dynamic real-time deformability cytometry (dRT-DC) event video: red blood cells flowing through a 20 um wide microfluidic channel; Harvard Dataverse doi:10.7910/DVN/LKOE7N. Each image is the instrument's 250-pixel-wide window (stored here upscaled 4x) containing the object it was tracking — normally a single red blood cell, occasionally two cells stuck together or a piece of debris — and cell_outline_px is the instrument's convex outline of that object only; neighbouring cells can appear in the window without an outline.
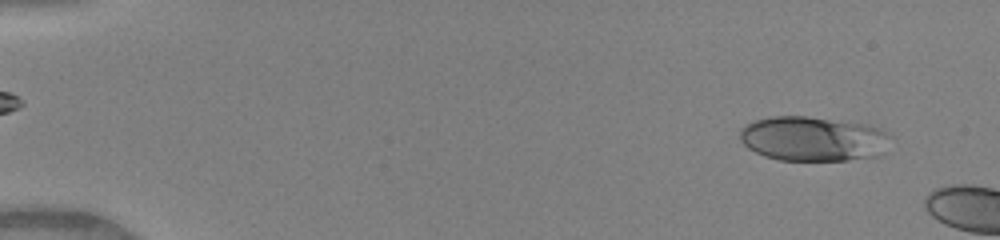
{"species": "human", "species_latin": "Homo sapiens", "temperature_condition": "warm", "stored_images_in_passage": 7, "camera_frame_rate_fps": 3000, "um_per_image_px": 0.085, "donor": {"sex": "female"}, "frame": {"image": 1, "passage_image": 3, "time_ms": 0.667, "image_size_px": [1000, 240], "cell_outline_px": [[892, 136], [884, 152], [880, 156], [848, 160], [780, 160], [764, 156], [748, 148], [740, 140], [740, 128], [756, 120], [772, 116], [808, 116], [868, 124], [880, 128]], "centroid_in_image_um": [69.15, 11.79], "position_along_channel_um": 15.8, "area_um2": 39.54}}